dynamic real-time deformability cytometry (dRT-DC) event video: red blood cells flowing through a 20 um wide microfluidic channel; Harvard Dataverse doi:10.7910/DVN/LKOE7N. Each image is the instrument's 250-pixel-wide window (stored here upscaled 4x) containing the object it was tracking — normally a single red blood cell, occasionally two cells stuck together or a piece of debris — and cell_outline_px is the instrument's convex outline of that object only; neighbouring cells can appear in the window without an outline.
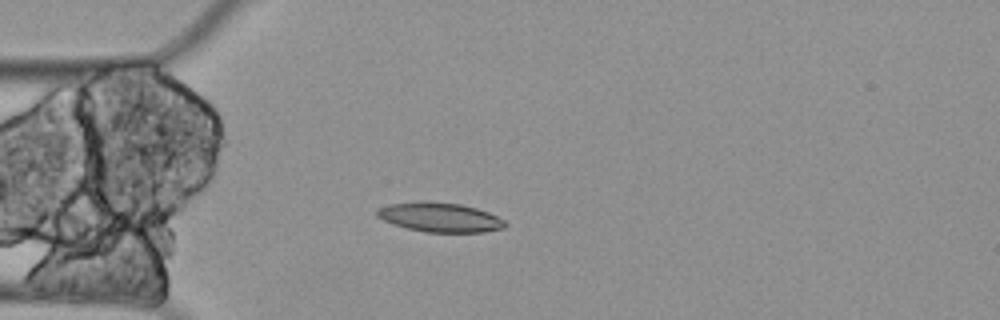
{"species": "Egyptian fruit bat (a non-hibernating species)", "species_latin": "Rousettus aegyptiacus", "temperature_condition": "cold", "stored_images_in_passage": 5, "camera_frame_rate_fps": 3000, "um_per_image_px": 0.085, "animal": {"sex": "female"}, "frame": {"image": 1, "passage_image": 5, "time_ms": 1.333, "image_size_px": [1000, 320], "cell_outline_px": [[508, 224], [504, 228], [484, 232], [424, 232], [408, 228], [384, 220], [376, 216], [376, 212], [380, 208], [388, 204], [460, 204], [476, 208], [488, 212], [504, 220]], "centroid_in_image_um": [37.48, 18.52], "position_along_channel_um": 47.5, "area_um2": 20.87}}